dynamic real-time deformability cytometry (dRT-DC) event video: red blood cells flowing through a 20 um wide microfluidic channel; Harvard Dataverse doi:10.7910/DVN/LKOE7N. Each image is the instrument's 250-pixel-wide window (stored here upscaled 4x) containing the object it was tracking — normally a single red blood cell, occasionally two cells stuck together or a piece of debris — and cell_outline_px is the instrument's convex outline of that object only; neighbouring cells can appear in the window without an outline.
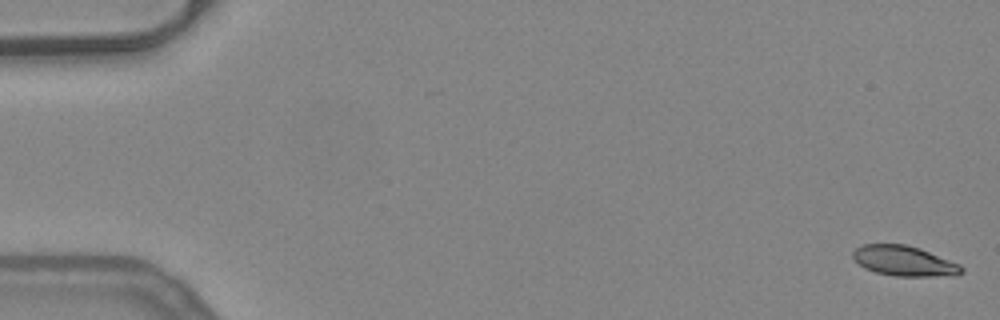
{"species": "common noctule bat (a hibernating species)", "species_latin": "Nyctalus noctula", "temperature_condition": "warm", "stored_images_in_passage": 53, "camera_frame_rate_fps": 3000, "um_per_image_px": 0.085, "animal": {"sex": "female", "body_mass_g": 24.6, "forearm_length_mm": 56.2}, "frame": {"image": 1, "passage_image": 1, "time_ms": 0.0, "image_size_px": [1000, 320], "cell_outline_px": [[964, 272], [956, 276], [896, 276], [876, 272], [864, 268], [852, 256], [852, 252], [856, 248], [864, 244], [904, 244], [920, 248], [960, 264], [964, 268]], "centroid_in_image_um": [76.89, 22.18], "position_along_channel_um": 8.1, "area_um2": 19.13}}
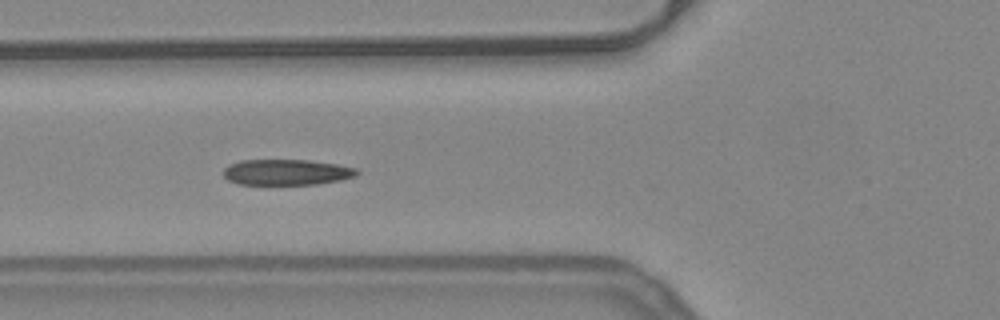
{"frame": {"image": 2, "passage_image": 20, "time_ms": 6.333, "image_size_px": [1000, 320], "cell_outline_px": [[360, 172], [356, 176], [340, 180], [316, 184], [236, 184], [228, 180], [224, 176], [224, 168], [228, 164], [240, 160], [308, 160], [336, 164], [356, 168]], "centroid_in_image_um": [24.34, 14.63], "position_along_channel_um": 101.5, "area_um2": 20.06}}
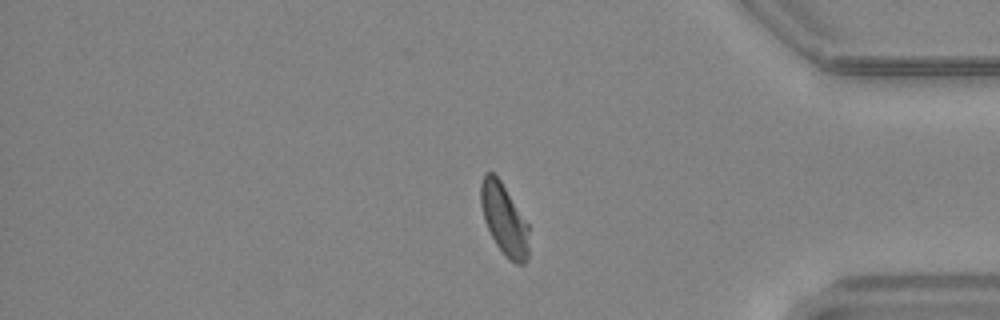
{"frame": {"image": 3, "passage_image": 44, "time_ms": 14.333, "image_size_px": [1000, 320], "cell_outline_px": [[528, 256], [524, 264], [516, 264], [508, 260], [496, 244], [484, 220], [480, 204], [480, 184], [484, 172], [492, 172], [500, 180], [528, 224]], "centroid_in_image_um": [42.83, 18.65], "position_along_channel_um": 392.4, "area_um2": 19.88}, "authors_computed_cell_mechanics": {"area_um2": 20.23, "velocity_mm_per_s": 3.9336, "shape_relaxation_time_tau1_ms": 4.0165, "shape_relaxation_time_tau2_ms": 1.0966, "deformation_change_tau1": 0.1733, "deformation_change_tau2": 0.0787}}